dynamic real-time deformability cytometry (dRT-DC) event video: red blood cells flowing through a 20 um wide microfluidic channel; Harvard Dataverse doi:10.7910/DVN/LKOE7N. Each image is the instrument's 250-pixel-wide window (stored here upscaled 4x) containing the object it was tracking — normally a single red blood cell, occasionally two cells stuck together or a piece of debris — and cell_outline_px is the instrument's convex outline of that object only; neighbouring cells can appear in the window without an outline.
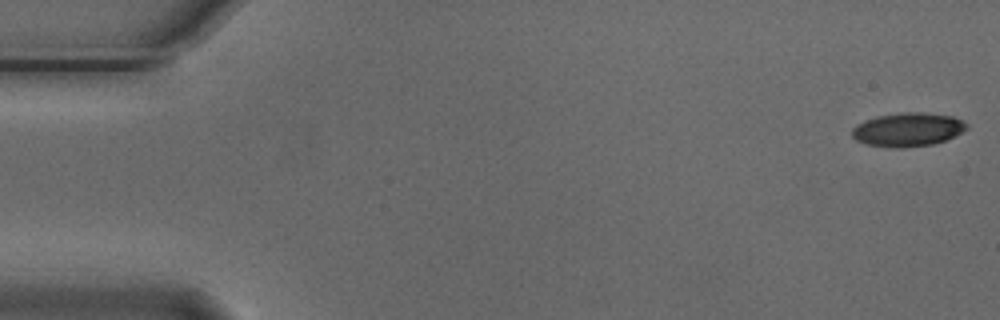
{"species": "Egyptian fruit bat (a non-hibernating species)", "species_latin": "Rousettus aegyptiacus", "temperature_condition": "cold", "stored_images_in_passage": 5, "camera_frame_rate_fps": 3000, "um_per_image_px": 0.085, "animal": {"sex": "male"}, "frame": {"image": 1, "passage_image": 1, "time_ms": 0.0, "image_size_px": [1000, 320], "cell_outline_px": [[968, 128], [944, 140], [932, 144], [900, 148], [896, 148], [868, 144], [856, 140], [852, 136], [852, 128], [856, 124], [876, 116], [904, 112], [924, 112], [952, 116], [968, 124]], "centroid_in_image_um": [77.13, 11.0], "position_along_channel_um": 7.9, "area_um2": 22.25}}
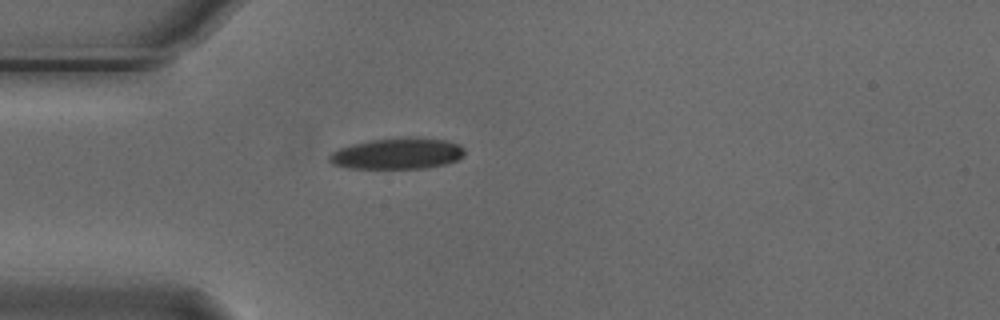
{"frame": {"image": 2, "passage_image": 5, "time_ms": 1.333, "image_size_px": [1000, 320], "cell_outline_px": [[464, 156], [456, 160], [444, 164], [428, 168], [348, 168], [332, 164], [328, 160], [328, 156], [332, 152], [340, 148], [352, 144], [372, 140], [408, 136], [416, 136], [444, 140], [460, 144], [464, 148]], "centroid_in_image_um": [33.79, 13.04], "position_along_channel_um": 51.2, "area_um2": 24.74}}